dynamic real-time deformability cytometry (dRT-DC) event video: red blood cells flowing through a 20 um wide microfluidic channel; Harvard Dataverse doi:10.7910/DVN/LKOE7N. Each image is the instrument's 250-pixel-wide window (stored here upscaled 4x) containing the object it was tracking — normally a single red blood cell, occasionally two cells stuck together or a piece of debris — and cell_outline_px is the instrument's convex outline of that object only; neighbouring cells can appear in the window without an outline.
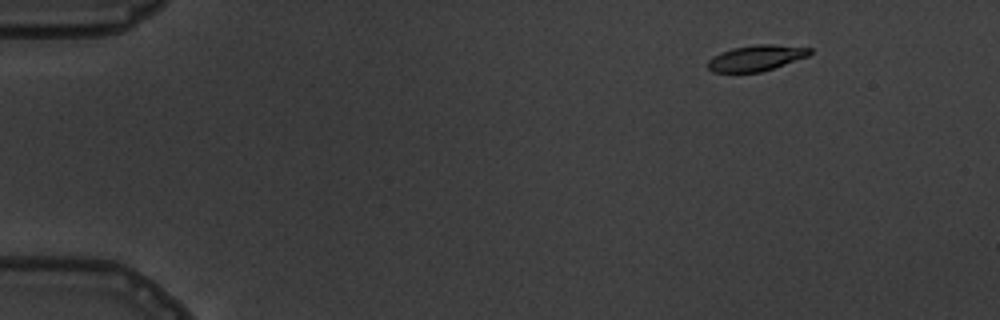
{"species": "common noctule bat (a hibernating species)", "species_latin": "Nyctalus noctula", "temperature_condition": "warm", "stored_images_in_passage": 5, "camera_frame_rate_fps": 3000, "um_per_image_px": 0.085, "animal": {"sex": "male", "body_mass_g": 19.5, "forearm_length_mm": 54.6}, "frame": {"image": 1, "passage_image": 2, "time_ms": 2.0, "image_size_px": [1000, 320], "cell_outline_px": [[812, 52], [808, 56], [760, 72], [712, 72], [708, 68], [708, 60], [712, 56], [720, 52], [732, 48], [756, 44], [772, 44], [812, 48]], "centroid_in_image_um": [64.25, 4.92], "position_along_channel_um": 20.8, "area_um2": 15.26}}
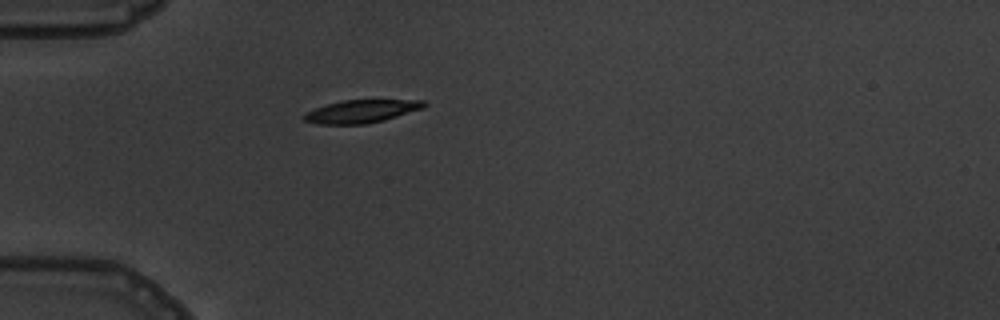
{"frame": {"image": 2, "passage_image": 5, "time_ms": 5.333, "image_size_px": [1000, 320], "cell_outline_px": [[428, 104], [424, 108], [384, 120], [364, 124], [316, 124], [304, 120], [300, 116], [304, 112], [328, 104], [344, 100], [424, 100]], "centroid_in_image_um": [30.7, 9.46], "position_along_channel_um": 54.3, "area_um2": 16.07}}